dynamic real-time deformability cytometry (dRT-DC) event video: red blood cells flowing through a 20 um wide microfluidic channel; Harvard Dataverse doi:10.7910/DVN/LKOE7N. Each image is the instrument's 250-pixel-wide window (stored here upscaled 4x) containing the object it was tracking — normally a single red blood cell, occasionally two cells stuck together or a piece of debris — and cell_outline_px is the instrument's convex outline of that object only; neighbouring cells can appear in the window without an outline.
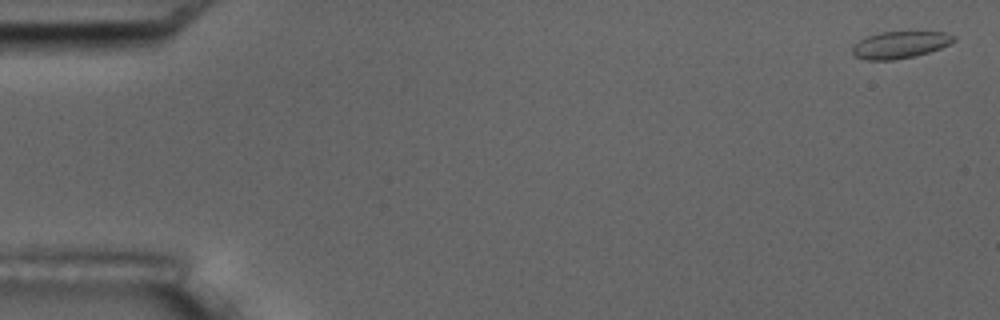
{"species": "common noctule bat (a hibernating species)", "species_latin": "Nyctalus noctula", "temperature_condition": "room temperature", "stored_images_in_passage": 5, "camera_frame_rate_fps": 3000, "um_per_image_px": 0.085, "animal": {"sex": "male", "body_mass_g": 17.5, "forearm_length_mm": 52.3}, "frame": {"image": 1, "passage_image": 1, "time_ms": 0.0, "image_size_px": [1000, 320], "cell_outline_px": [[956, 40], [940, 48], [916, 56], [892, 60], [868, 60], [856, 56], [852, 52], [852, 48], [860, 40], [868, 36], [880, 32], [944, 32], [956, 36]], "centroid_in_image_um": [76.52, 3.81], "position_along_channel_um": 8.5, "area_um2": 15.72}}
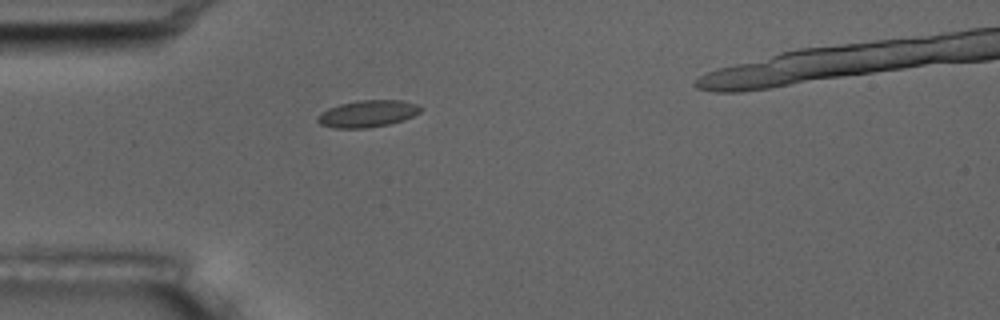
{"frame": {"image": 2, "passage_image": 5, "time_ms": 5.0, "image_size_px": [1000, 320], "cell_outline_px": [[424, 108], [420, 112], [404, 120], [388, 124], [368, 128], [332, 128], [320, 124], [316, 120], [316, 116], [320, 112], [328, 108], [340, 104], [360, 100], [404, 100], [416, 104]], "centroid_in_image_um": [31.23, 9.66], "position_along_channel_um": 53.8, "area_um2": 16.3}}